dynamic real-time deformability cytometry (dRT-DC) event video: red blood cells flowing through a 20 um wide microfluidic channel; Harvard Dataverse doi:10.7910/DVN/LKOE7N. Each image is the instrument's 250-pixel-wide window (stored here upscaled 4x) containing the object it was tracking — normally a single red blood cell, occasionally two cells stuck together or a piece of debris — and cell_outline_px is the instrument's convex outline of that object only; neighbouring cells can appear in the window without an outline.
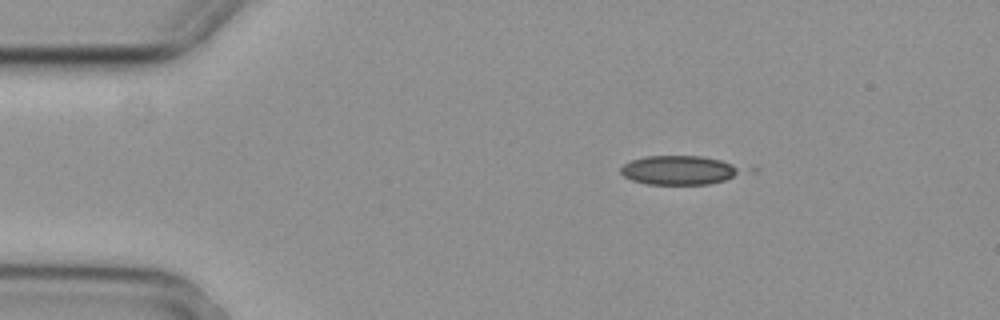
{"species": "common noctule bat (a hibernating species)", "species_latin": "Nyctalus noctula", "temperature_condition": "cold", "stored_images_in_passage": 2, "camera_frame_rate_fps": 3000, "um_per_image_px": 0.085, "animal": {"sex": "female", "body_mass_g": 29.2, "forearm_length_mm": 56.3}, "frame": {"image": 1, "passage_image": 1, "time_ms": 0.0, "image_size_px": [1000, 320], "cell_outline_px": [[740, 172], [724, 180], [708, 184], [648, 184], [632, 180], [624, 176], [620, 172], [620, 168], [624, 164], [632, 160], [644, 156], [700, 156], [720, 160], [732, 164], [740, 168]], "centroid_in_image_um": [57.64, 14.46], "position_along_channel_um": 27.4, "area_um2": 20.06}}